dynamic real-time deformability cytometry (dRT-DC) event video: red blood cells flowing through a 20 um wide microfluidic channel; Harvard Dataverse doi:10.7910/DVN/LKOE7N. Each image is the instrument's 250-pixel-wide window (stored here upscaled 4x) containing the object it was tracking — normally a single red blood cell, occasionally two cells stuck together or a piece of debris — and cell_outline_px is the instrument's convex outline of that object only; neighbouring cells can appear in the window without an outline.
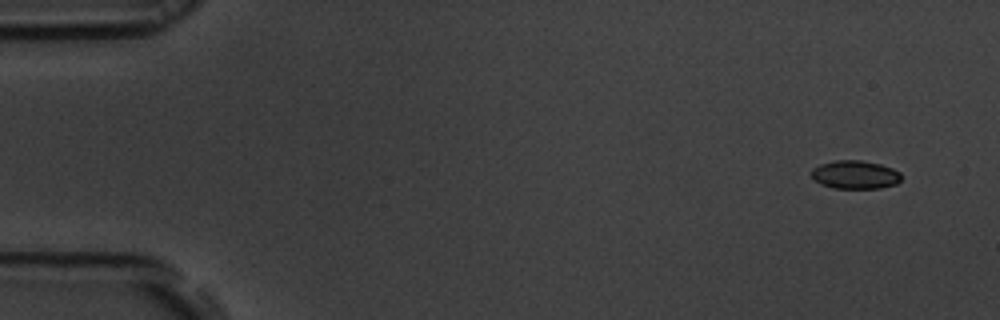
{"species": "common noctule bat (a hibernating species)", "species_latin": "Nyctalus noctula", "temperature_condition": "room temperature", "stored_images_in_passage": 53, "camera_frame_rate_fps": 3000, "um_per_image_px": 0.085, "animal": {"sex": "male", "body_mass_g": 19.5, "forearm_length_mm": 54.6}, "frame": {"image": 1, "passage_image": 1, "time_ms": 0.0, "image_size_px": [1000, 320], "cell_outline_px": [[900, 180], [896, 184], [880, 188], [832, 188], [820, 184], [812, 176], [812, 168], [820, 164], [836, 160], [860, 160], [880, 164], [892, 168], [900, 172]], "centroid_in_image_um": [72.68, 14.85], "position_along_channel_um": 12.3, "area_um2": 14.8}}
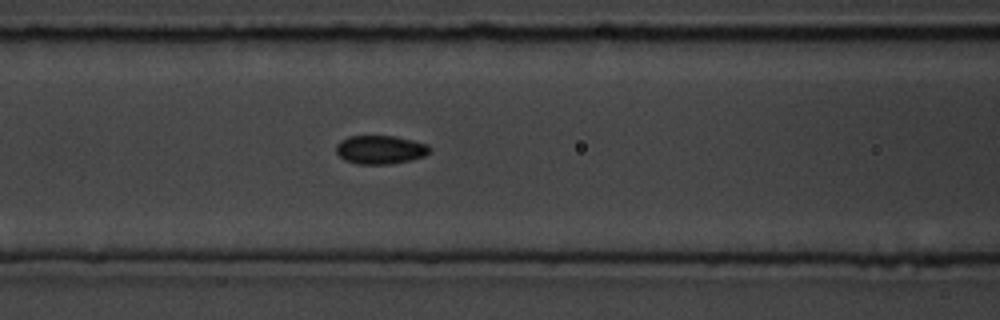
{"frame": {"image": 2, "passage_image": 21, "time_ms": 6.667, "image_size_px": [1000, 320], "cell_outline_px": [[432, 148], [424, 156], [412, 160], [388, 164], [356, 164], [344, 160], [336, 152], [336, 144], [340, 140], [348, 136], [396, 136], [428, 144]], "centroid_in_image_um": [32.31, 12.72], "position_along_channel_um": 134.3, "area_um2": 15.72}}
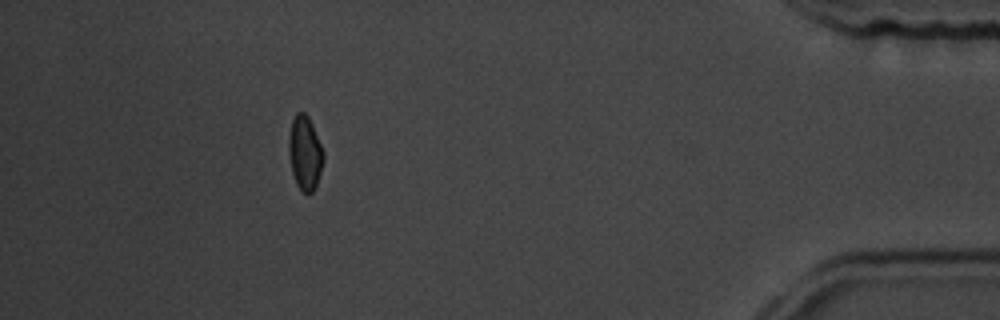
{"frame": {"image": 3, "passage_image": 48, "time_ms": 15.667, "image_size_px": [1000, 320], "cell_outline_px": [[324, 160], [316, 184], [312, 192], [308, 196], [296, 184], [292, 172], [288, 152], [288, 136], [292, 120], [296, 112], [304, 112], [308, 116], [312, 124], [324, 152]], "centroid_in_image_um": [25.9, 12.98], "position_along_channel_um": 409.3, "area_um2": 15.03}, "authors_computed_cell_mechanics": {"area_um2": 15.4326, "velocity_mm_per_s": 3.6703, "shape_relaxation_time_tau1_ms": 5.9444, "shape_relaxation_time_tau2_ms": 1.1706, "deformation_change_tau1": 0.0883, "deformation_change_tau2": 0.0392}}